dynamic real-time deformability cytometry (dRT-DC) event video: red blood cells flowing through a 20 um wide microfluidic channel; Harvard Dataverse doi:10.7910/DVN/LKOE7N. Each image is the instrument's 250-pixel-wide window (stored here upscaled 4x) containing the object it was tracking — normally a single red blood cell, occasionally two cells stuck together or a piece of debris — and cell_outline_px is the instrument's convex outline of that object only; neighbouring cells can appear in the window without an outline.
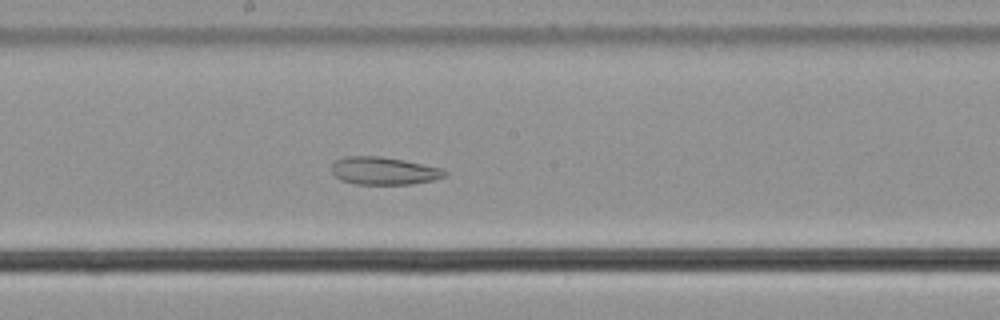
{"species": "common noctule bat (a hibernating species)", "species_latin": "Nyctalus noctula", "temperature_condition": "cold", "stored_images_in_passage": 59, "camera_frame_rate_fps": 3000, "um_per_image_px": 0.085, "animal": {"sex": "male", "body_mass_g": 21.5, "forearm_length_mm": 52.0}, "frame": {"image": 1, "passage_image": 33, "time_ms": 10.667, "image_size_px": [1000, 320], "cell_outline_px": [[448, 176], [432, 180], [412, 184], [356, 184], [340, 180], [332, 176], [332, 164], [336, 160], [344, 156], [380, 156], [404, 160], [440, 168], [448, 172]], "centroid_in_image_um": [32.6, 14.52], "position_along_channel_um": 215.6, "area_um2": 18.38}}
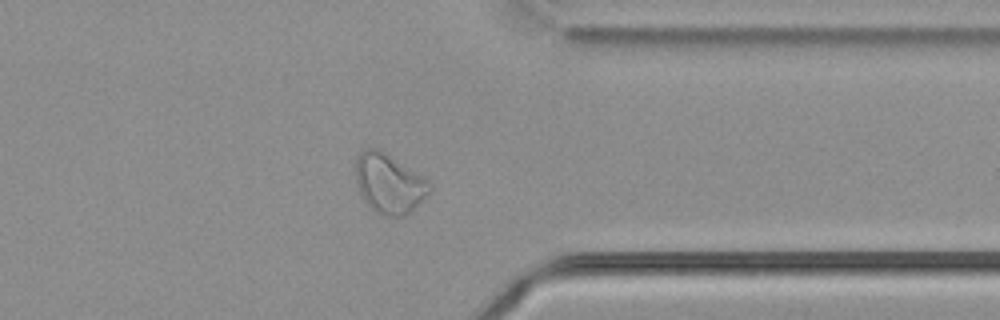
{"frame": {"image": 2, "passage_image": 47, "time_ms": 15.333, "image_size_px": [1000, 320], "cell_outline_px": [[432, 192], [404, 216], [384, 216], [376, 212], [360, 196], [356, 180], [356, 156], [364, 148], [380, 148], [428, 180], [432, 184]], "centroid_in_image_um": [33.07, 15.58], "position_along_channel_um": 378.3, "area_um2": 25.84}}
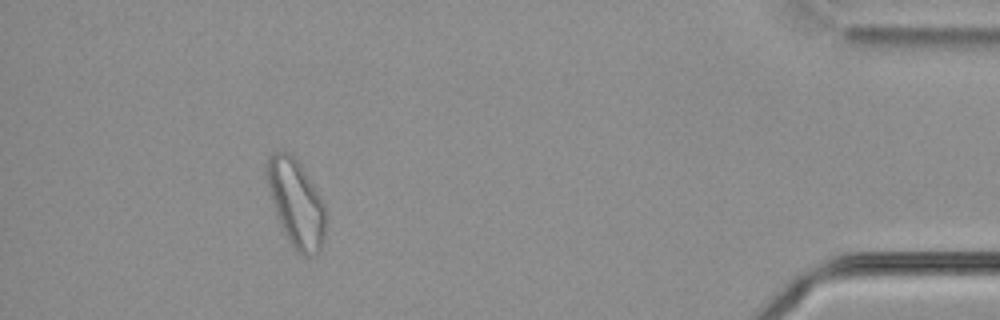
{"frame": {"image": 3, "passage_image": 54, "time_ms": 17.667, "image_size_px": [1000, 320], "cell_outline_px": [[328, 224], [324, 244], [312, 256], [304, 256], [296, 252], [288, 240], [280, 224], [264, 176], [264, 164], [272, 152], [292, 152], [316, 188], [324, 204], [328, 216]], "centroid_in_image_um": [25.19, 17.27], "position_along_channel_um": 410.0, "area_um2": 30.69}, "authors_computed_cell_mechanics": {"area_um2": 28.1486, "velocity_mm_per_s": 3.5996, "shape_relaxation_time_tau1_ms": null, "shape_relaxation_time_tau2_ms": 5.1614, "deformation_change_tau1": null, "deformation_change_tau2": 0.1091}}